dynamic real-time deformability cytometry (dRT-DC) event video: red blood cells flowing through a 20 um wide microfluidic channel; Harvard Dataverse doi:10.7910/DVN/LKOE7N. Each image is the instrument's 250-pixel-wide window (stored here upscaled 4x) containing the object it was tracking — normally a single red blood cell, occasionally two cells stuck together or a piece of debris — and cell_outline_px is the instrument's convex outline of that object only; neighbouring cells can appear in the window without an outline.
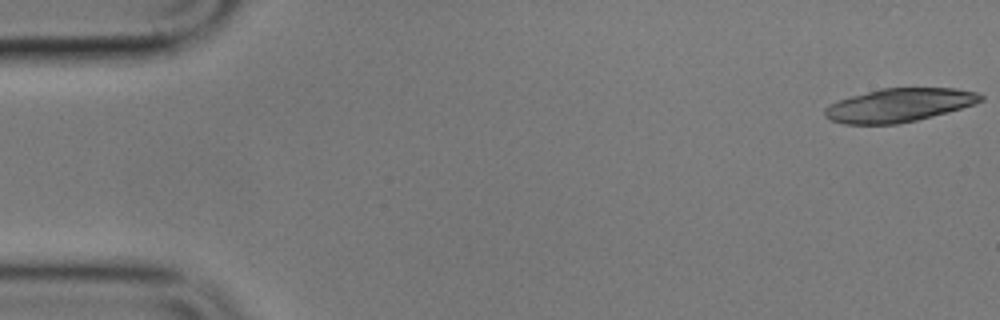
{"species": "common noctule bat (a hibernating species)", "species_latin": "Nyctalus noctula", "temperature_condition": "cold", "stored_images_in_passage": 12, "camera_frame_rate_fps": 3000, "um_per_image_px": 0.085, "animal": {"sex": "male", "body_mass_g": 17.9}, "frame": {"image": 1, "passage_image": 1, "time_ms": 0.0, "image_size_px": [1000, 320], "cell_outline_px": [[984, 100], [948, 112], [916, 120], [896, 124], [844, 124], [832, 120], [824, 116], [824, 108], [840, 100], [852, 96], [880, 88], [956, 88], [976, 92], [984, 96]], "centroid_in_image_um": [76.43, 8.93], "position_along_channel_um": 8.6, "area_um2": 30.11}}
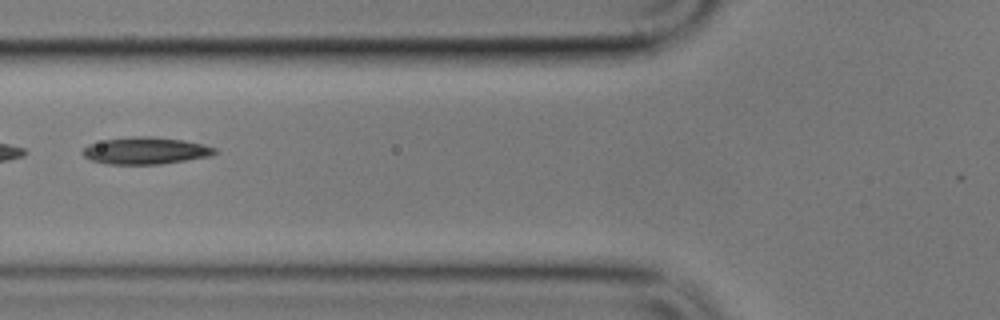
{"frame": {"image": 2, "passage_image": 6, "time_ms": 7.0, "image_size_px": [1000, 320], "cell_outline_px": [[216, 152], [212, 156], [160, 164], [108, 164], [92, 160], [84, 156], [80, 152], [88, 144], [104, 140], [132, 136], [152, 136], [184, 140], [204, 144], [216, 148]], "centroid_in_image_um": [12.38, 12.8], "position_along_channel_um": 113.4, "area_um2": 20.87}}
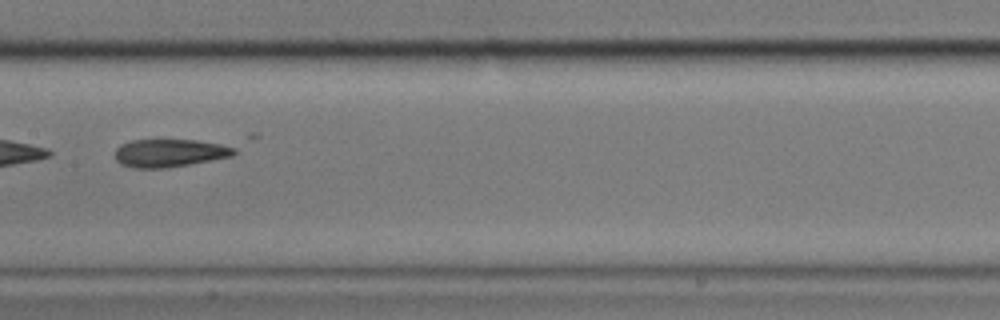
{"frame": {"image": 3, "passage_image": 8, "time_ms": 9.333, "image_size_px": [1000, 320], "cell_outline_px": [[236, 152], [232, 156], [212, 160], [164, 168], [132, 168], [120, 164], [116, 160], [116, 148], [120, 144], [132, 140], [196, 140], [220, 144], [236, 148]], "centroid_in_image_um": [14.39, 13.0], "position_along_channel_um": 193.0, "area_um2": 19.31}}